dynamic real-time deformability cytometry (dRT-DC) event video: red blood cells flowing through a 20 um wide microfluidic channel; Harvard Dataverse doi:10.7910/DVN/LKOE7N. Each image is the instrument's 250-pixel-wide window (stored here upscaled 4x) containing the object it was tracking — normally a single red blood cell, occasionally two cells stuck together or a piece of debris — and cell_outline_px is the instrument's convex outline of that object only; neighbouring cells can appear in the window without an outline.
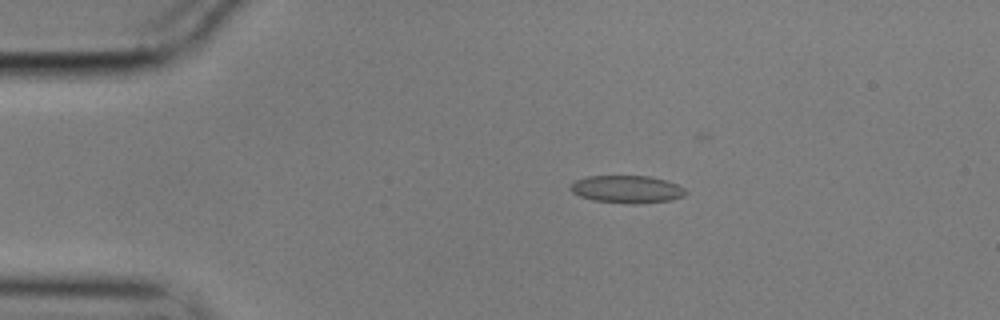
{"species": "common noctule bat (a hibernating species)", "species_latin": "Nyctalus noctula", "temperature_condition": "cold", "stored_images_in_passage": 51, "camera_frame_rate_fps": 3000, "um_per_image_px": 0.085, "animal": {"sex": "male", "body_mass_g": 17.9}, "frame": {"image": 1, "passage_image": 9, "time_ms": 2.667, "image_size_px": [1000, 320], "cell_outline_px": [[688, 192], [684, 196], [672, 200], [636, 204], [632, 204], [592, 200], [580, 196], [572, 192], [568, 188], [576, 180], [588, 176], [648, 176], [664, 180], [676, 184], [684, 188]], "centroid_in_image_um": [53.29, 16.09], "position_along_channel_um": 31.7, "area_um2": 18.5}}
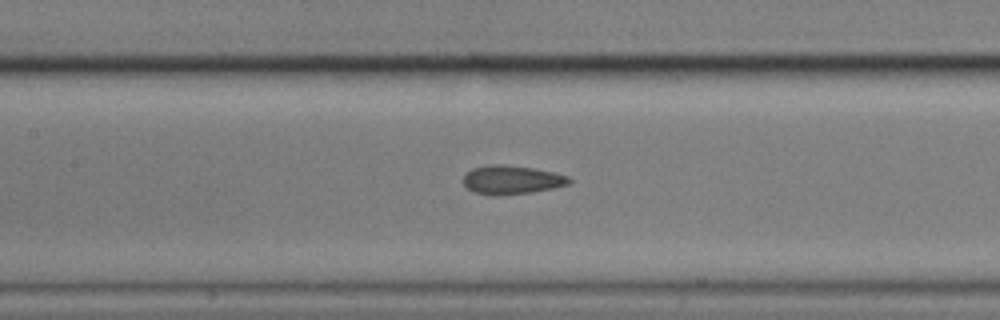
{"frame": {"image": 2, "passage_image": 24, "time_ms": 7.667, "image_size_px": [1000, 320], "cell_outline_px": [[572, 180], [568, 184], [552, 188], [532, 192], [500, 196], [492, 196], [472, 192], [464, 184], [464, 176], [472, 168], [492, 164], [500, 164], [532, 168], [552, 172], [568, 176]], "centroid_in_image_um": [43.47, 15.3], "position_along_channel_um": 163.9, "area_um2": 17.69}}
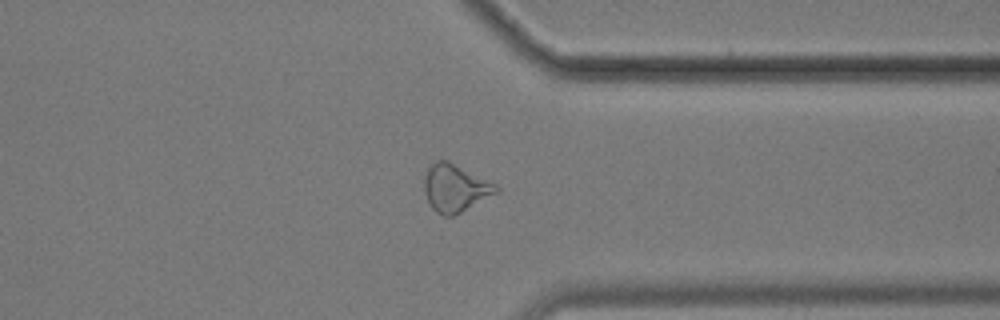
{"frame": {"image": 3, "passage_image": 42, "time_ms": 13.667, "image_size_px": [1000, 320], "cell_outline_px": [[500, 192], [452, 216], [444, 216], [436, 212], [432, 208], [424, 192], [424, 176], [428, 168], [436, 160], [448, 160], [496, 184], [500, 188]], "centroid_in_image_um": [38.7, 15.98], "position_along_channel_um": 372.7, "area_um2": 19.88}, "authors_computed_cell_mechanics": {"area_um2": 17.9758, "velocity_mm_per_s": 3.515, "shape_relaxation_time_tau1_ms": null, "shape_relaxation_time_tau2_ms": 3.1638, "deformation_change_tau1": null, "deformation_change_tau2": 0.0993}}